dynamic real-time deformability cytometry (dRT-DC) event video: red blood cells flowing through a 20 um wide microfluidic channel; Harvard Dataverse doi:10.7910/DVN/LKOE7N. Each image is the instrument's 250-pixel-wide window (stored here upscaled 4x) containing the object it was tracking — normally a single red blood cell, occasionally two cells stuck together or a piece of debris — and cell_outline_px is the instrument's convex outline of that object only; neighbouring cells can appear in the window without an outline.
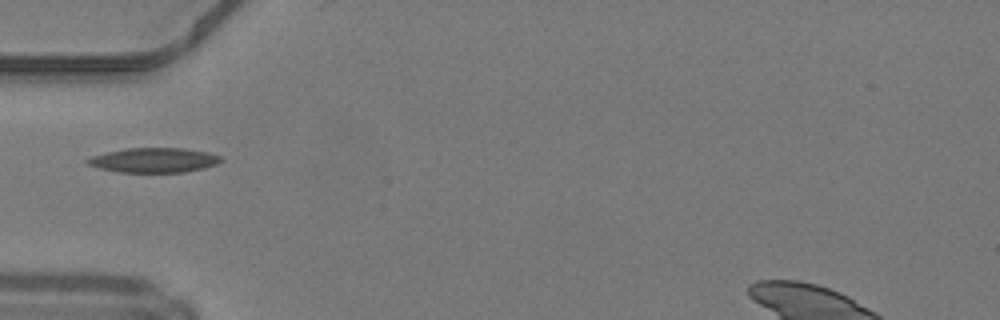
{"species": "common noctule bat (a hibernating species)", "species_latin": "Nyctalus noctula", "temperature_condition": "warm", "stored_images_in_passage": 34, "camera_frame_rate_fps": 3000, "um_per_image_px": 0.085, "animal": {"sex": "male", "body_mass_g": 19.2, "forearm_length_mm": 51.8}, "frame": {"image": 1, "passage_image": 1, "time_ms": 0.0, "image_size_px": [1000, 320], "cell_outline_px": [[224, 160], [216, 164], [204, 168], [184, 172], [120, 172], [100, 168], [88, 164], [84, 160], [92, 156], [124, 148], [184, 148], [208, 152], [220, 156]], "centroid_in_image_um": [13.1, 13.61], "position_along_channel_um": 71.9, "area_um2": 19.13}}
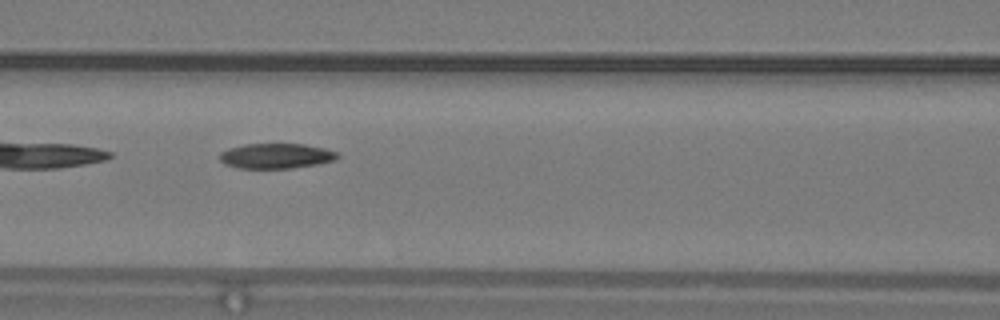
{"frame": {"image": 2, "passage_image": 6, "time_ms": 1.667, "image_size_px": [1000, 320], "cell_outline_px": [[340, 156], [336, 160], [316, 164], [292, 168], [236, 168], [224, 164], [220, 160], [220, 152], [228, 148], [244, 144], [304, 144], [324, 148], [336, 152]], "centroid_in_image_um": [23.45, 13.25], "position_along_channel_um": 143.2, "area_um2": 17.28}, "authors_computed_cell_mechanics": {"area_um2": 17.629, "velocity_mm_per_s": 4.2097, "shape_relaxation_time_tau1_ms": 7.6223, "shape_relaxation_time_tau2_ms": 9.0939, "deformation_change_tau1": 0.1973, "deformation_change_tau2": 0.1842}}